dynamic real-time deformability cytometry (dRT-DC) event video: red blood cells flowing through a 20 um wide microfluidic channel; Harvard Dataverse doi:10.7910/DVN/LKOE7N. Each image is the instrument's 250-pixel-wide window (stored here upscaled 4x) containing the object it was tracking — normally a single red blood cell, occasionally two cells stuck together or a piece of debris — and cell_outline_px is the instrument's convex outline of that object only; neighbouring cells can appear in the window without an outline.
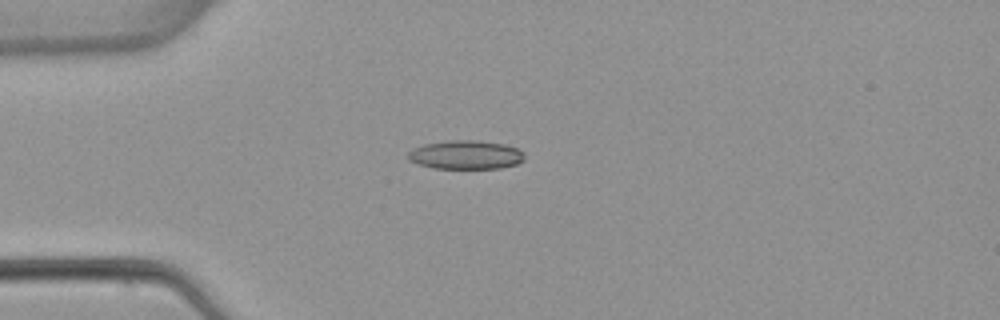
{"species": "common noctule bat (a hibernating species)", "species_latin": "Nyctalus noctula", "temperature_condition": "warm", "stored_images_in_passage": 4, "camera_frame_rate_fps": 3000, "um_per_image_px": 0.085, "animal": {"sex": "female", "body_mass_g": 22.7, "forearm_length_mm": 54.2}, "frame": {"image": 1, "passage_image": 3, "time_ms": 2.667, "image_size_px": [1000, 320], "cell_outline_px": [[524, 160], [516, 164], [500, 168], [432, 168], [408, 160], [408, 152], [412, 148], [424, 144], [448, 140], [476, 140], [504, 144], [516, 148], [524, 152]], "centroid_in_image_um": [39.58, 13.15], "position_along_channel_um": 45.4, "area_um2": 19.54}}
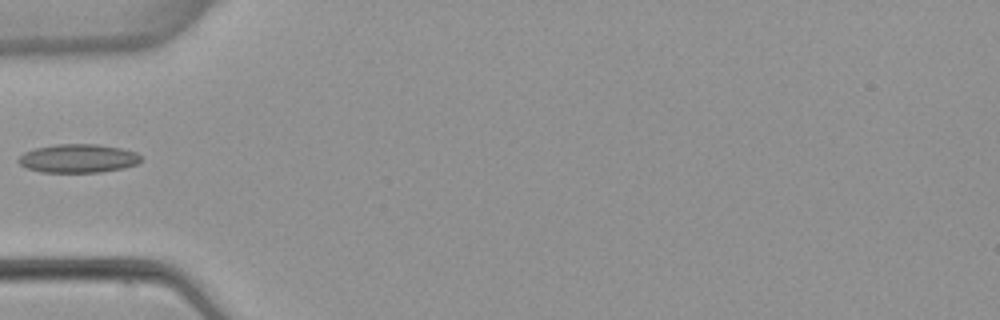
{"frame": {"image": 2, "passage_image": 4, "time_ms": 4.0, "image_size_px": [1000, 320], "cell_outline_px": [[144, 156], [136, 164], [124, 168], [100, 172], [40, 172], [28, 168], [20, 164], [16, 160], [24, 152], [32, 148], [56, 144], [96, 144], [120, 148], [136, 152]], "centroid_in_image_um": [6.63, 13.46], "position_along_channel_um": 78.4, "area_um2": 20.52}}